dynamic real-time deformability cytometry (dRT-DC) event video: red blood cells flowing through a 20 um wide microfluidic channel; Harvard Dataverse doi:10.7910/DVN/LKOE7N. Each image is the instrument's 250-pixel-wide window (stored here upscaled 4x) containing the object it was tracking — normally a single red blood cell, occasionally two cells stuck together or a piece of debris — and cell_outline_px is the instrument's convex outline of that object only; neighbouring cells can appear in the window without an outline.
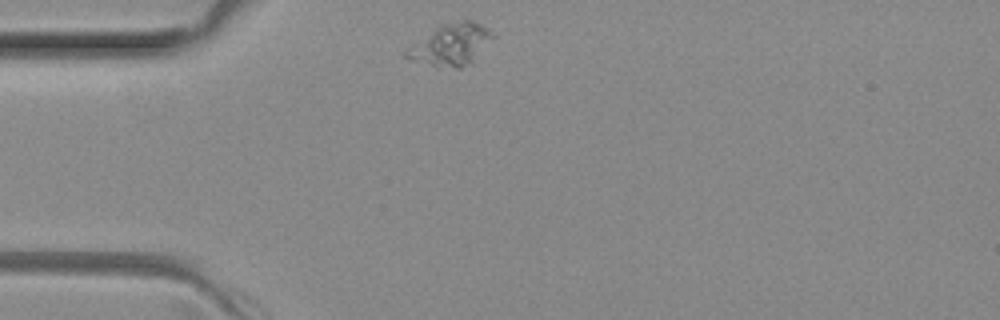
{"species": "common noctule bat (a hibernating species)", "species_latin": "Nyctalus noctula", "temperature_condition": "room temperature", "stored_images_in_passage": 2, "camera_frame_rate_fps": 3000, "um_per_image_px": 0.085, "animal": {"sex": "female", "body_mass_g": 29.2, "forearm_length_mm": 56.3}, "frame": {"image": 1, "passage_image": 1, "time_ms": 0.0, "image_size_px": [1000, 320], "cell_outline_px": [[496, 36], [472, 64], [460, 68], [456, 68], [408, 60], [404, 56], [404, 48], [436, 28], [444, 24], [460, 20], [472, 20], [488, 28]], "centroid_in_image_um": [38.36, 3.79], "position_along_channel_um": 46.6, "area_um2": 21.04}}
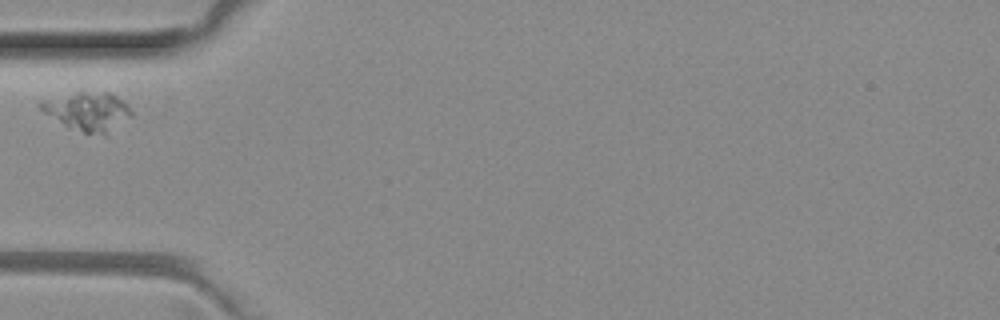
{"frame": {"image": 2, "passage_image": 2, "time_ms": 0.333, "image_size_px": [1000, 320], "cell_outline_px": [[132, 116], [104, 136], [84, 132], [68, 128], [44, 112], [40, 108], [40, 100], [76, 92], [112, 92], [124, 100], [128, 104], [132, 112]], "centroid_in_image_um": [7.5, 9.46], "position_along_channel_um": 77.5, "area_um2": 20.58}}